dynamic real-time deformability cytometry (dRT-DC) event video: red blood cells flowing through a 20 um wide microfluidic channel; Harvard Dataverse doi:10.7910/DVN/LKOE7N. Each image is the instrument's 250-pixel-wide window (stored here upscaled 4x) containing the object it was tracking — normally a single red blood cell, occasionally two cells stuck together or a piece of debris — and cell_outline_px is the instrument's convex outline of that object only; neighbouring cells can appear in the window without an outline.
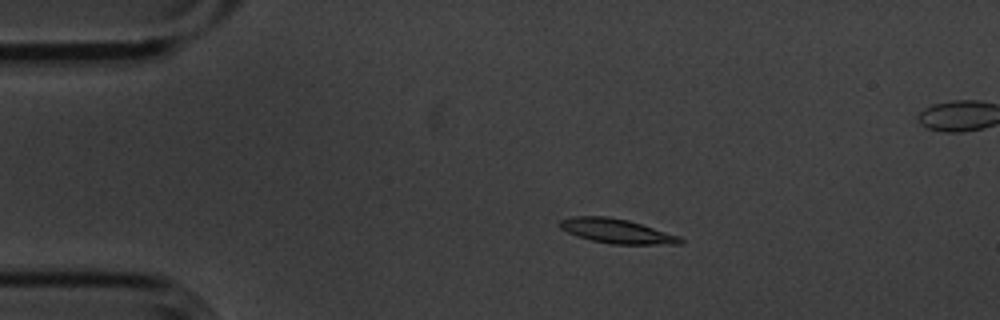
{"species": "common noctule bat (a hibernating species)", "species_latin": "Nyctalus noctula", "temperature_condition": "cold", "stored_images_in_passage": 5, "camera_frame_rate_fps": 3000, "um_per_image_px": 0.085, "animal": {"sex": "male", "body_mass_g": 20.1, "forearm_length_mm": 53.5}, "frame": {"image": 1, "passage_image": 3, "time_ms": 0.667, "image_size_px": [1000, 320], "cell_outline_px": [[684, 240], [680, 244], [608, 244], [576, 236], [560, 228], [556, 224], [560, 220], [572, 216], [608, 216], [628, 220], [680, 236]], "centroid_in_image_um": [52.38, 19.63], "position_along_channel_um": 32.6, "area_um2": 17.22}}
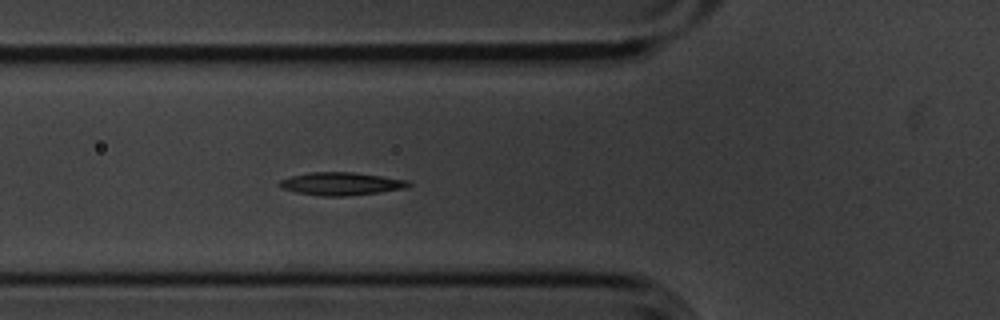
{"frame": {"image": 2, "passage_image": 5, "time_ms": 1.333, "image_size_px": [1000, 320], "cell_outline_px": [[412, 184], [404, 188], [380, 192], [348, 196], [320, 196], [296, 192], [280, 188], [276, 184], [280, 180], [292, 176], [308, 172], [352, 172], [408, 180]], "centroid_in_image_um": [28.94, 15.62], "position_along_channel_um": 96.9, "area_um2": 17.22}}